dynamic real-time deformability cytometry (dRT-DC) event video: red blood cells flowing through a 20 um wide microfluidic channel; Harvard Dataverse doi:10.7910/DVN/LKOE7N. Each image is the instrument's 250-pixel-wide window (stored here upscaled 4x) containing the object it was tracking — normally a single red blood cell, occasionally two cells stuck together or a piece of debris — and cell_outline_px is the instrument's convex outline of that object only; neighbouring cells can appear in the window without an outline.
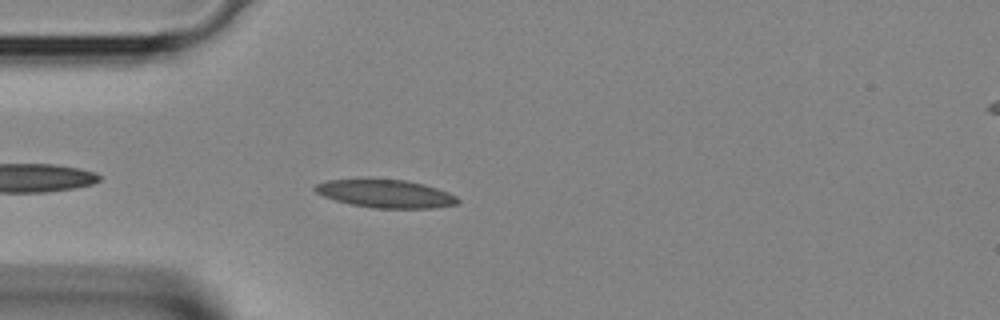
{"species": "Egyptian fruit bat (a non-hibernating species)", "species_latin": "Rousettus aegyptiacus", "temperature_condition": "room temperature", "stored_images_in_passage": 17, "camera_frame_rate_fps": 3000, "um_per_image_px": 0.085, "animal": {"sex": "female"}, "frame": {"image": 1, "passage_image": 3, "time_ms": 0.667, "image_size_px": [1000, 320], "cell_outline_px": [[460, 200], [456, 204], [432, 208], [372, 208], [348, 204], [324, 196], [316, 192], [312, 188], [316, 184], [328, 180], [404, 180], [424, 184], [448, 192], [456, 196]], "centroid_in_image_um": [32.78, 16.48], "position_along_channel_um": 52.2, "area_um2": 23.0}}
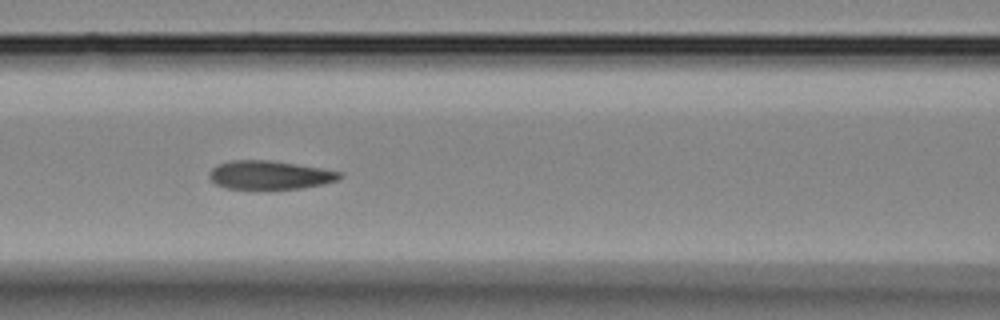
{"frame": {"image": 2, "passage_image": 9, "time_ms": 2.667, "image_size_px": [1000, 320], "cell_outline_px": [[344, 176], [336, 180], [324, 184], [300, 188], [224, 188], [216, 184], [208, 176], [208, 172], [216, 164], [232, 160], [272, 160], [344, 172]], "centroid_in_image_um": [22.92, 14.86], "position_along_channel_um": 143.7, "area_um2": 21.68}}
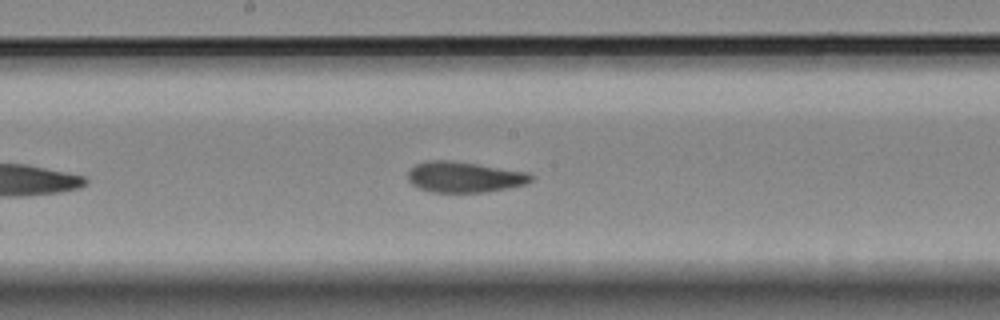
{"frame": {"image": 3, "passage_image": 13, "time_ms": 4.0, "image_size_px": [1000, 320], "cell_outline_px": [[532, 180], [524, 184], [508, 188], [484, 192], [432, 192], [420, 188], [412, 184], [408, 180], [408, 172], [416, 164], [428, 160], [452, 160], [528, 172], [532, 176]], "centroid_in_image_um": [39.45, 15.04], "position_along_channel_um": 208.7, "area_um2": 21.91}}